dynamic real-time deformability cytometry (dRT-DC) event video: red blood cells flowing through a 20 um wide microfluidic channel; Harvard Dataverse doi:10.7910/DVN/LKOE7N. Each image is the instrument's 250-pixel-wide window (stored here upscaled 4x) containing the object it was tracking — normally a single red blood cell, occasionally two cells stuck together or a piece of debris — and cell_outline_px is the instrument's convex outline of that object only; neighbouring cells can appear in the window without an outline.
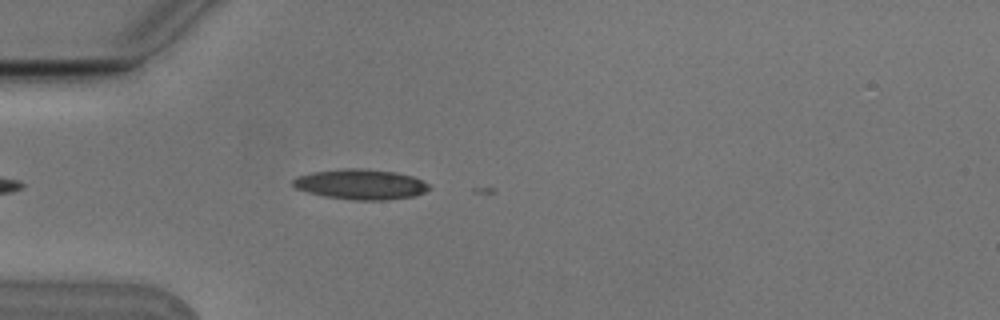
{"species": "Egyptian fruit bat (a non-hibernating species)", "species_latin": "Rousettus aegyptiacus", "temperature_condition": "cold", "stored_images_in_passage": 4, "camera_frame_rate_fps": 3000, "um_per_image_px": 0.085, "animal": {"sex": "male"}, "frame": {"image": 1, "passage_image": 3, "time_ms": 0.667, "image_size_px": [1000, 320], "cell_outline_px": [[432, 188], [424, 192], [412, 196], [384, 200], [352, 200], [324, 196], [308, 192], [296, 188], [292, 184], [292, 180], [296, 176], [312, 172], [344, 168], [364, 168], [396, 172], [412, 176], [428, 184]], "centroid_in_image_um": [30.63, 15.66], "position_along_channel_um": 54.4, "area_um2": 23.99}}